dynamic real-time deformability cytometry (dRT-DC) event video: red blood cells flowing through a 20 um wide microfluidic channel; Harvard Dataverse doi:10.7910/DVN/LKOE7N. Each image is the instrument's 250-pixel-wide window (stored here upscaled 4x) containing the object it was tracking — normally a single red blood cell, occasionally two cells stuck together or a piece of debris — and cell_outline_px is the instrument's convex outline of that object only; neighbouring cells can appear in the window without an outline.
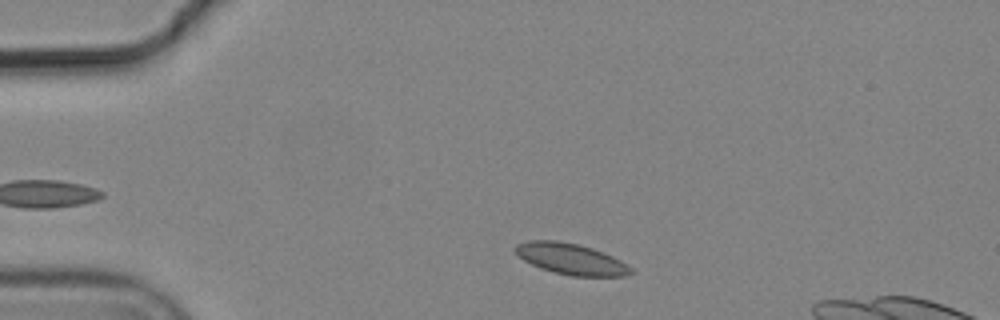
{"species": "common noctule bat (a hibernating species)", "species_latin": "Nyctalus noctula", "temperature_condition": "cold", "stored_images_in_passage": 6, "camera_frame_rate_fps": 3000, "um_per_image_px": 0.085, "animal": {"sex": "male", "body_mass_g": 19.2, "forearm_length_mm": 51.8}, "frame": {"image": 1, "passage_image": 1, "time_ms": 0.0, "image_size_px": [1000, 320], "cell_outline_px": [[632, 272], [628, 276], [572, 276], [540, 268], [524, 260], [512, 248], [516, 244], [528, 240], [556, 240], [576, 244], [592, 248], [604, 252], [620, 260], [632, 268]], "centroid_in_image_um": [48.53, 22.0], "position_along_channel_um": 36.5, "area_um2": 20.81}}
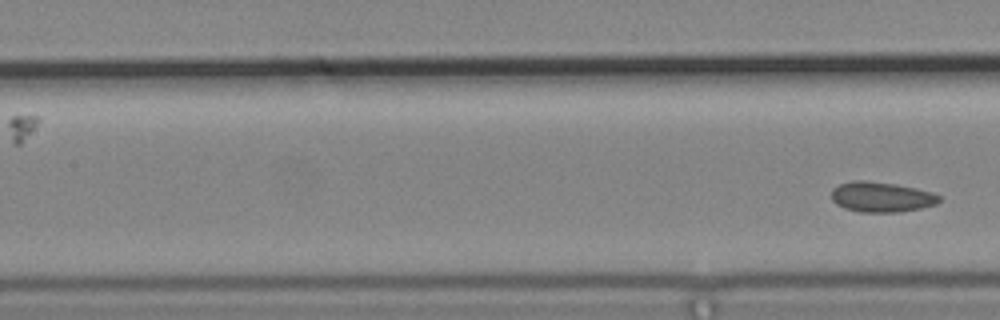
{"frame": {"image": 2, "passage_image": 6, "time_ms": 1.667, "image_size_px": [1000, 320], "cell_outline_px": [[940, 200], [936, 204], [920, 208], [900, 212], [860, 212], [844, 208], [836, 204], [832, 200], [832, 188], [840, 184], [852, 180], [864, 180], [892, 184], [932, 192], [940, 196]], "centroid_in_image_um": [74.88, 16.75], "position_along_channel_um": 132.5, "area_um2": 18.79}}